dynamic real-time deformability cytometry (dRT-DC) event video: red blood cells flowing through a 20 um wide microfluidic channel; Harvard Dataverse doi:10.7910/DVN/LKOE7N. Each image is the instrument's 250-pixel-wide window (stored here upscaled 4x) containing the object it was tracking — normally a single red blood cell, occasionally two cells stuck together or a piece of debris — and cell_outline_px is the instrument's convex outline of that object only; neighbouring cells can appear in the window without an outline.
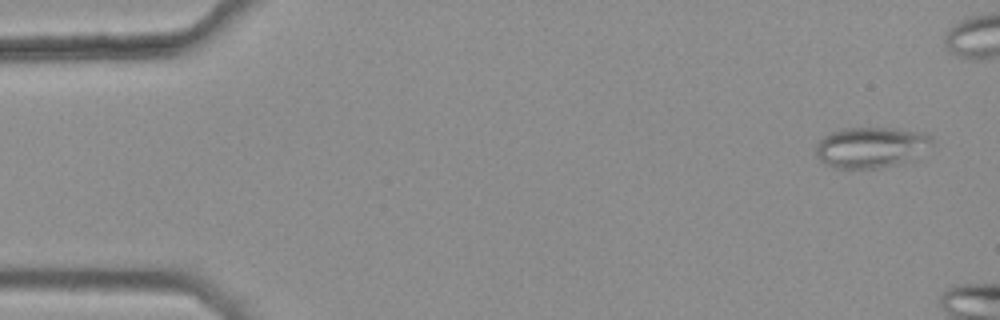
{"species": "common noctule bat (a hibernating species)", "species_latin": "Nyctalus noctula", "temperature_condition": "warm", "stored_images_in_passage": 5, "camera_frame_rate_fps": 3000, "um_per_image_px": 0.085, "animal": {"sex": "female", "body_mass_g": 25.1}, "frame": {"image": 1, "passage_image": 1, "time_ms": 0.0, "image_size_px": [1000, 320], "cell_outline_px": [[932, 144], [916, 160], [880, 168], [832, 168], [824, 164], [816, 156], [816, 144], [824, 136], [832, 132], [844, 128], [892, 128], [924, 132], [932, 136]], "centroid_in_image_um": [74.07, 12.53], "position_along_channel_um": 10.9, "area_um2": 28.03}}